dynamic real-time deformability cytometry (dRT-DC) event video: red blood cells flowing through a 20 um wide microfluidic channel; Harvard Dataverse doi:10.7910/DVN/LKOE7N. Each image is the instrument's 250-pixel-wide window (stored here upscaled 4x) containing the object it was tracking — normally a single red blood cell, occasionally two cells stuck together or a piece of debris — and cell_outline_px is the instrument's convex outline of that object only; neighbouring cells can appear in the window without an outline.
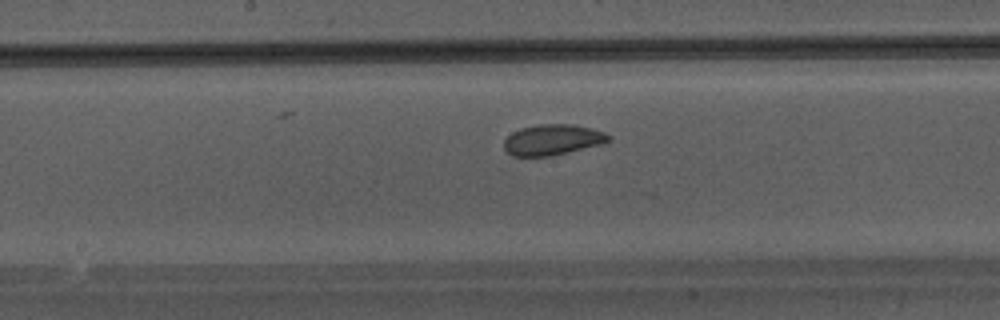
{"species": "Egyptian fruit bat (a non-hibernating species)", "species_latin": "Rousettus aegyptiacus", "temperature_condition": "warm", "stored_images_in_passage": 7, "camera_frame_rate_fps": 3000, "um_per_image_px": 0.085, "animal": {"sex": "male"}, "frame": {"image": 1, "passage_image": 6, "time_ms": 1.667, "image_size_px": [1000, 320], "cell_outline_px": [[612, 140], [604, 144], [548, 156], [512, 156], [504, 148], [504, 140], [512, 132], [520, 128], [540, 124], [572, 124], [604, 132], [612, 136]], "centroid_in_image_um": [46.98, 11.88], "position_along_channel_um": 201.2, "area_um2": 18.67}}